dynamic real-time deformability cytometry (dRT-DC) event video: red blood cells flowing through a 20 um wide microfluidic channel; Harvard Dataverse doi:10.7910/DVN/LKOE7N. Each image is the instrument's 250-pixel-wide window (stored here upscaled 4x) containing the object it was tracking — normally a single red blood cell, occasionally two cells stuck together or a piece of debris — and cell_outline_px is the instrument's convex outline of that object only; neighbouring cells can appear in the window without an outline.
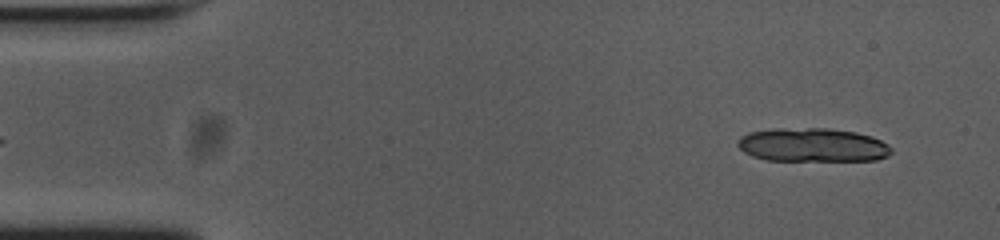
{"species": "common noctule bat (a hibernating species)", "species_latin": "Nyctalus noctula", "temperature_condition": "cold", "stored_images_in_passage": 17, "camera_frame_rate_fps": 3000, "um_per_image_px": 0.085, "animal": {"sex": "female", "body_mass_g": 23.0, "forearm_length_mm": 53.4}, "frame": {"image": 1, "passage_image": 3, "time_ms": 0.667, "image_size_px": [1000, 240], "cell_outline_px": [[892, 152], [888, 156], [876, 160], [768, 160], [752, 156], [744, 152], [736, 144], [736, 140], [740, 136], [748, 132], [772, 128], [828, 128], [856, 132], [872, 136], [888, 144], [892, 148]], "centroid_in_image_um": [69.05, 12.31], "position_along_channel_um": 16.0, "area_um2": 30.46}}